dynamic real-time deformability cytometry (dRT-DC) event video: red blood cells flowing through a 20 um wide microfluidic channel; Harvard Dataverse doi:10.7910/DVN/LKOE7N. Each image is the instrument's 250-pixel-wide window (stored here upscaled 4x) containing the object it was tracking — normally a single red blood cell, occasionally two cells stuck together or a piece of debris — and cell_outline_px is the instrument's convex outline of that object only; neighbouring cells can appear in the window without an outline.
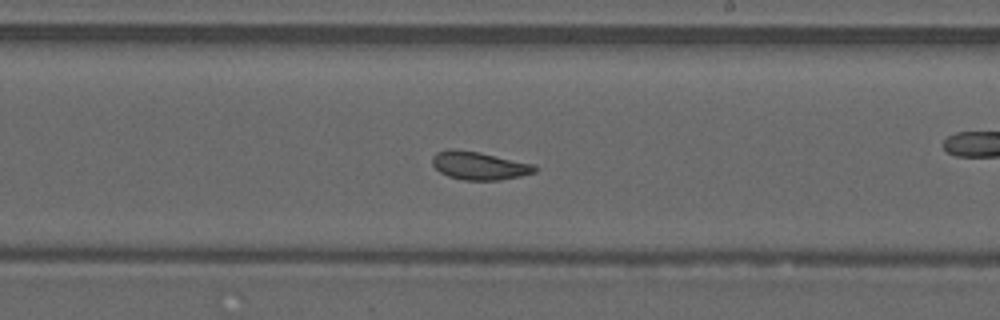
{"species": "common noctule bat (a hibernating species)", "species_latin": "Nyctalus noctula", "temperature_condition": "warm", "stored_images_in_passage": 50, "camera_frame_rate_fps": 3000, "um_per_image_px": 0.085, "animal": {"sex": "male", "forearm_length_mm": 52.5}, "frame": {"image": 1, "passage_image": 29, "time_ms": 9.333, "image_size_px": [1000, 320], "cell_outline_px": [[536, 172], [520, 176], [500, 180], [464, 180], [448, 176], [440, 172], [432, 164], [432, 156], [436, 152], [448, 148], [456, 148], [480, 152], [536, 164]], "centroid_in_image_um": [40.72, 14.06], "position_along_channel_um": 248.3, "area_um2": 17.05}, "authors_computed_cell_mechanics": {"area_um2": 18.0047, "velocity_mm_per_s": 4.1777, "shape_relaxation_time_tau1_ms": null, "shape_relaxation_time_tau2_ms": 1.4591, "deformation_change_tau1": null, "deformation_change_tau2": 0.0723}}